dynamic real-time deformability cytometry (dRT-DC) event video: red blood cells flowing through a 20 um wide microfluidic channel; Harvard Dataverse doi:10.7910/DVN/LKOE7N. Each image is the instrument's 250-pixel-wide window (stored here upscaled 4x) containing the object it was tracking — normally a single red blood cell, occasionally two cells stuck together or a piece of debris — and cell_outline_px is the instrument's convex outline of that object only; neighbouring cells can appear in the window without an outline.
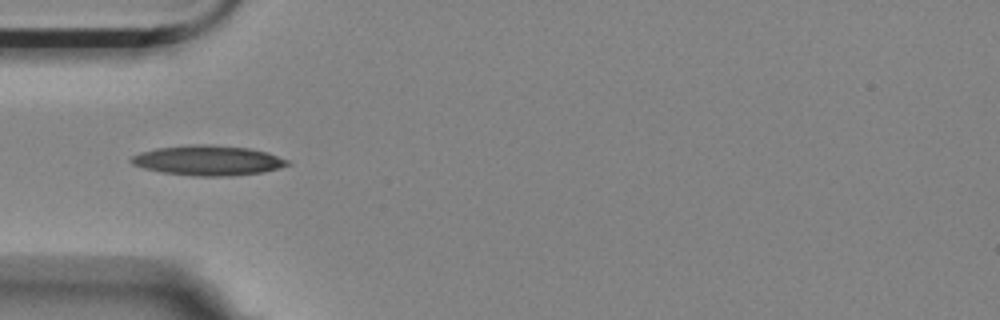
{"species": "Egyptian fruit bat (a non-hibernating species)", "species_latin": "Rousettus aegyptiacus", "temperature_condition": "room temperature", "stored_images_in_passage": 7, "camera_frame_rate_fps": 3000, "um_per_image_px": 0.085, "animal": {"sex": "female"}, "frame": {"image": 1, "passage_image": 1, "time_ms": 0.0, "image_size_px": [1000, 320], "cell_outline_px": [[292, 164], [280, 168], [264, 172], [232, 176], [196, 176], [164, 172], [144, 168], [132, 164], [128, 160], [132, 156], [140, 152], [156, 148], [192, 144], [208, 144], [248, 148], [268, 152], [288, 160]], "centroid_in_image_um": [17.71, 13.63], "position_along_channel_um": 67.3, "area_um2": 27.4}}
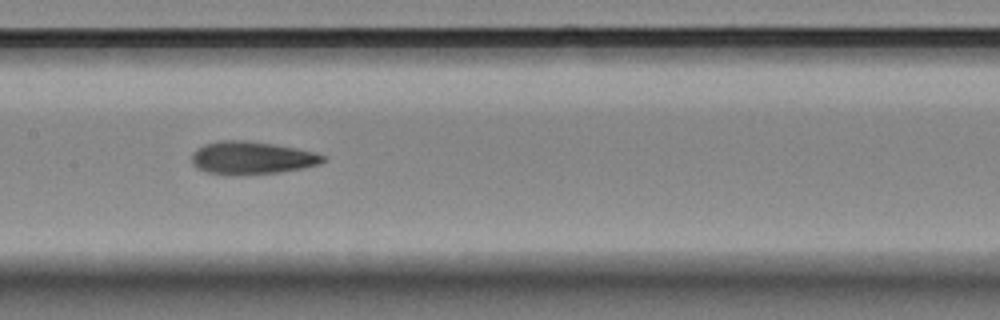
{"frame": {"image": 2, "passage_image": 4, "time_ms": 1.0, "image_size_px": [1000, 320], "cell_outline_px": [[324, 160], [320, 164], [304, 168], [280, 172], [236, 176], [208, 172], [196, 168], [192, 164], [192, 156], [196, 148], [204, 144], [220, 140], [244, 140], [272, 144], [296, 148], [312, 152], [324, 156]], "centroid_in_image_um": [21.36, 13.43], "position_along_channel_um": 186.0, "area_um2": 25.14}}
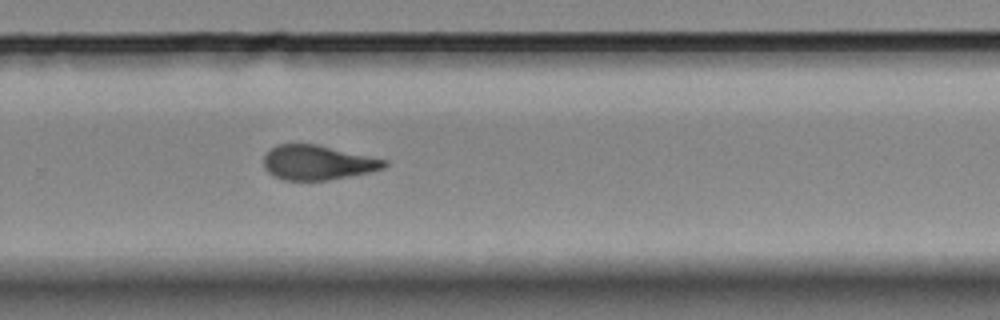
{"frame": {"image": 3, "passage_image": 7, "time_ms": 2.0, "image_size_px": [1000, 320], "cell_outline_px": [[388, 164], [384, 168], [368, 172], [328, 180], [284, 180], [268, 172], [264, 168], [264, 156], [272, 148], [280, 144], [316, 144], [388, 160]], "centroid_in_image_um": [27.01, 13.82], "position_along_channel_um": 302.8, "area_um2": 24.04}}